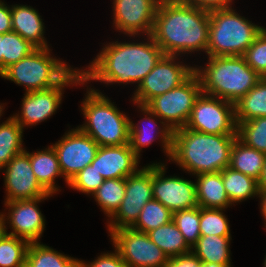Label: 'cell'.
Listing matches in <instances>:
<instances>
[{
    "mask_svg": "<svg viewBox=\"0 0 266 267\" xmlns=\"http://www.w3.org/2000/svg\"><path fill=\"white\" fill-rule=\"evenodd\" d=\"M11 31V7H7L4 2L0 0V34L8 33Z\"/></svg>",
    "mask_w": 266,
    "mask_h": 267,
    "instance_id": "43",
    "label": "cell"
},
{
    "mask_svg": "<svg viewBox=\"0 0 266 267\" xmlns=\"http://www.w3.org/2000/svg\"><path fill=\"white\" fill-rule=\"evenodd\" d=\"M87 93L81 106L87 122L78 128L99 146L129 144L130 119L101 92L91 88Z\"/></svg>",
    "mask_w": 266,
    "mask_h": 267,
    "instance_id": "6",
    "label": "cell"
},
{
    "mask_svg": "<svg viewBox=\"0 0 266 267\" xmlns=\"http://www.w3.org/2000/svg\"><path fill=\"white\" fill-rule=\"evenodd\" d=\"M195 73L200 79L202 93L232 104L244 97L262 78L243 56L209 57L206 68H195Z\"/></svg>",
    "mask_w": 266,
    "mask_h": 267,
    "instance_id": "4",
    "label": "cell"
},
{
    "mask_svg": "<svg viewBox=\"0 0 266 267\" xmlns=\"http://www.w3.org/2000/svg\"><path fill=\"white\" fill-rule=\"evenodd\" d=\"M146 43H109L97 58L82 71V81L99 80L105 83H134L138 86L165 55L151 35Z\"/></svg>",
    "mask_w": 266,
    "mask_h": 267,
    "instance_id": "2",
    "label": "cell"
},
{
    "mask_svg": "<svg viewBox=\"0 0 266 267\" xmlns=\"http://www.w3.org/2000/svg\"><path fill=\"white\" fill-rule=\"evenodd\" d=\"M72 71L66 63L51 57L49 48H36L23 59L11 64L0 76L24 85L28 93L53 88Z\"/></svg>",
    "mask_w": 266,
    "mask_h": 267,
    "instance_id": "8",
    "label": "cell"
},
{
    "mask_svg": "<svg viewBox=\"0 0 266 267\" xmlns=\"http://www.w3.org/2000/svg\"><path fill=\"white\" fill-rule=\"evenodd\" d=\"M236 123L266 117V78L261 80L234 103Z\"/></svg>",
    "mask_w": 266,
    "mask_h": 267,
    "instance_id": "25",
    "label": "cell"
},
{
    "mask_svg": "<svg viewBox=\"0 0 266 267\" xmlns=\"http://www.w3.org/2000/svg\"><path fill=\"white\" fill-rule=\"evenodd\" d=\"M44 199L47 197L5 202V206L9 208L7 221L9 220L13 230L10 233L6 230V234L24 239L29 243L38 242L45 228V220L37 203Z\"/></svg>",
    "mask_w": 266,
    "mask_h": 267,
    "instance_id": "18",
    "label": "cell"
},
{
    "mask_svg": "<svg viewBox=\"0 0 266 267\" xmlns=\"http://www.w3.org/2000/svg\"><path fill=\"white\" fill-rule=\"evenodd\" d=\"M246 63L262 78H266V29L256 37L253 44L245 51Z\"/></svg>",
    "mask_w": 266,
    "mask_h": 267,
    "instance_id": "38",
    "label": "cell"
},
{
    "mask_svg": "<svg viewBox=\"0 0 266 267\" xmlns=\"http://www.w3.org/2000/svg\"><path fill=\"white\" fill-rule=\"evenodd\" d=\"M257 185L259 192H266V159L264 162L263 171L261 172V175L257 180Z\"/></svg>",
    "mask_w": 266,
    "mask_h": 267,
    "instance_id": "44",
    "label": "cell"
},
{
    "mask_svg": "<svg viewBox=\"0 0 266 267\" xmlns=\"http://www.w3.org/2000/svg\"><path fill=\"white\" fill-rule=\"evenodd\" d=\"M29 242L4 234L0 238V267H25Z\"/></svg>",
    "mask_w": 266,
    "mask_h": 267,
    "instance_id": "32",
    "label": "cell"
},
{
    "mask_svg": "<svg viewBox=\"0 0 266 267\" xmlns=\"http://www.w3.org/2000/svg\"><path fill=\"white\" fill-rule=\"evenodd\" d=\"M196 198L199 207L225 209L230 202L222 180L221 172L196 175Z\"/></svg>",
    "mask_w": 266,
    "mask_h": 267,
    "instance_id": "21",
    "label": "cell"
},
{
    "mask_svg": "<svg viewBox=\"0 0 266 267\" xmlns=\"http://www.w3.org/2000/svg\"><path fill=\"white\" fill-rule=\"evenodd\" d=\"M35 49V46L16 32L4 33L2 39L3 71L11 64L29 55Z\"/></svg>",
    "mask_w": 266,
    "mask_h": 267,
    "instance_id": "34",
    "label": "cell"
},
{
    "mask_svg": "<svg viewBox=\"0 0 266 267\" xmlns=\"http://www.w3.org/2000/svg\"><path fill=\"white\" fill-rule=\"evenodd\" d=\"M237 135H215L188 128L173 131L171 160L194 175L217 173L229 166Z\"/></svg>",
    "mask_w": 266,
    "mask_h": 267,
    "instance_id": "3",
    "label": "cell"
},
{
    "mask_svg": "<svg viewBox=\"0 0 266 267\" xmlns=\"http://www.w3.org/2000/svg\"><path fill=\"white\" fill-rule=\"evenodd\" d=\"M3 168H6L4 171L7 191L5 202L52 196L37 181L30 157L25 151L15 155Z\"/></svg>",
    "mask_w": 266,
    "mask_h": 267,
    "instance_id": "16",
    "label": "cell"
},
{
    "mask_svg": "<svg viewBox=\"0 0 266 267\" xmlns=\"http://www.w3.org/2000/svg\"><path fill=\"white\" fill-rule=\"evenodd\" d=\"M202 93L201 82L196 73H194L182 85L174 88L162 95L153 98L146 106L155 114V117L165 120L159 121L163 124L160 128V137L169 160L172 150L173 131L185 127L192 108L197 98ZM167 122V123H166Z\"/></svg>",
    "mask_w": 266,
    "mask_h": 267,
    "instance_id": "7",
    "label": "cell"
},
{
    "mask_svg": "<svg viewBox=\"0 0 266 267\" xmlns=\"http://www.w3.org/2000/svg\"><path fill=\"white\" fill-rule=\"evenodd\" d=\"M23 129L13 117L0 124V169L25 150L22 148Z\"/></svg>",
    "mask_w": 266,
    "mask_h": 267,
    "instance_id": "29",
    "label": "cell"
},
{
    "mask_svg": "<svg viewBox=\"0 0 266 267\" xmlns=\"http://www.w3.org/2000/svg\"><path fill=\"white\" fill-rule=\"evenodd\" d=\"M57 155L61 172L66 183L96 157L99 145L79 128L68 131L55 145H51Z\"/></svg>",
    "mask_w": 266,
    "mask_h": 267,
    "instance_id": "13",
    "label": "cell"
},
{
    "mask_svg": "<svg viewBox=\"0 0 266 267\" xmlns=\"http://www.w3.org/2000/svg\"><path fill=\"white\" fill-rule=\"evenodd\" d=\"M6 217L5 214H0V238L6 233Z\"/></svg>",
    "mask_w": 266,
    "mask_h": 267,
    "instance_id": "46",
    "label": "cell"
},
{
    "mask_svg": "<svg viewBox=\"0 0 266 267\" xmlns=\"http://www.w3.org/2000/svg\"><path fill=\"white\" fill-rule=\"evenodd\" d=\"M39 13L26 5L11 8L12 31L29 41L36 48H49L44 39V23Z\"/></svg>",
    "mask_w": 266,
    "mask_h": 267,
    "instance_id": "20",
    "label": "cell"
},
{
    "mask_svg": "<svg viewBox=\"0 0 266 267\" xmlns=\"http://www.w3.org/2000/svg\"><path fill=\"white\" fill-rule=\"evenodd\" d=\"M87 267H129L121 258L118 251L115 249V253H103L95 261L85 263Z\"/></svg>",
    "mask_w": 266,
    "mask_h": 267,
    "instance_id": "40",
    "label": "cell"
},
{
    "mask_svg": "<svg viewBox=\"0 0 266 267\" xmlns=\"http://www.w3.org/2000/svg\"><path fill=\"white\" fill-rule=\"evenodd\" d=\"M153 199L152 165L138 169L126 178L125 196L120 207L108 222L111 233L120 228L131 227L148 201Z\"/></svg>",
    "mask_w": 266,
    "mask_h": 267,
    "instance_id": "12",
    "label": "cell"
},
{
    "mask_svg": "<svg viewBox=\"0 0 266 267\" xmlns=\"http://www.w3.org/2000/svg\"><path fill=\"white\" fill-rule=\"evenodd\" d=\"M176 56L164 55L153 70L137 86L133 101L136 105H147L156 96L162 95L186 82L194 73L195 67L176 64Z\"/></svg>",
    "mask_w": 266,
    "mask_h": 267,
    "instance_id": "11",
    "label": "cell"
},
{
    "mask_svg": "<svg viewBox=\"0 0 266 267\" xmlns=\"http://www.w3.org/2000/svg\"><path fill=\"white\" fill-rule=\"evenodd\" d=\"M209 11L177 0H160L151 36L165 55L205 50L209 36Z\"/></svg>",
    "mask_w": 266,
    "mask_h": 267,
    "instance_id": "1",
    "label": "cell"
},
{
    "mask_svg": "<svg viewBox=\"0 0 266 267\" xmlns=\"http://www.w3.org/2000/svg\"><path fill=\"white\" fill-rule=\"evenodd\" d=\"M32 170L37 181L49 193L54 194L59 189L55 185L54 179L63 176L56 152L52 146L45 150L29 153Z\"/></svg>",
    "mask_w": 266,
    "mask_h": 267,
    "instance_id": "22",
    "label": "cell"
},
{
    "mask_svg": "<svg viewBox=\"0 0 266 267\" xmlns=\"http://www.w3.org/2000/svg\"><path fill=\"white\" fill-rule=\"evenodd\" d=\"M76 267H87V266L85 265V262L79 260Z\"/></svg>",
    "mask_w": 266,
    "mask_h": 267,
    "instance_id": "49",
    "label": "cell"
},
{
    "mask_svg": "<svg viewBox=\"0 0 266 267\" xmlns=\"http://www.w3.org/2000/svg\"><path fill=\"white\" fill-rule=\"evenodd\" d=\"M165 165L152 164L153 199L160 201L172 213L198 206L196 184L177 176L164 177Z\"/></svg>",
    "mask_w": 266,
    "mask_h": 267,
    "instance_id": "15",
    "label": "cell"
},
{
    "mask_svg": "<svg viewBox=\"0 0 266 267\" xmlns=\"http://www.w3.org/2000/svg\"><path fill=\"white\" fill-rule=\"evenodd\" d=\"M202 261L191 251L179 256L168 257L165 267H201Z\"/></svg>",
    "mask_w": 266,
    "mask_h": 267,
    "instance_id": "41",
    "label": "cell"
},
{
    "mask_svg": "<svg viewBox=\"0 0 266 267\" xmlns=\"http://www.w3.org/2000/svg\"><path fill=\"white\" fill-rule=\"evenodd\" d=\"M125 186L126 178L105 179L93 193L95 201L108 217H112L120 207L125 196Z\"/></svg>",
    "mask_w": 266,
    "mask_h": 267,
    "instance_id": "30",
    "label": "cell"
},
{
    "mask_svg": "<svg viewBox=\"0 0 266 267\" xmlns=\"http://www.w3.org/2000/svg\"><path fill=\"white\" fill-rule=\"evenodd\" d=\"M185 128L215 135H237L234 104L201 93L197 98Z\"/></svg>",
    "mask_w": 266,
    "mask_h": 267,
    "instance_id": "9",
    "label": "cell"
},
{
    "mask_svg": "<svg viewBox=\"0 0 266 267\" xmlns=\"http://www.w3.org/2000/svg\"><path fill=\"white\" fill-rule=\"evenodd\" d=\"M258 197L261 198V213L263 214V217L265 218L266 222V192H259Z\"/></svg>",
    "mask_w": 266,
    "mask_h": 267,
    "instance_id": "45",
    "label": "cell"
},
{
    "mask_svg": "<svg viewBox=\"0 0 266 267\" xmlns=\"http://www.w3.org/2000/svg\"><path fill=\"white\" fill-rule=\"evenodd\" d=\"M172 221L182 233L184 240L192 247L201 236L200 233V207L176 211Z\"/></svg>",
    "mask_w": 266,
    "mask_h": 267,
    "instance_id": "35",
    "label": "cell"
},
{
    "mask_svg": "<svg viewBox=\"0 0 266 267\" xmlns=\"http://www.w3.org/2000/svg\"><path fill=\"white\" fill-rule=\"evenodd\" d=\"M231 236H200L191 247L192 252L202 261L220 265H231L229 243Z\"/></svg>",
    "mask_w": 266,
    "mask_h": 267,
    "instance_id": "24",
    "label": "cell"
},
{
    "mask_svg": "<svg viewBox=\"0 0 266 267\" xmlns=\"http://www.w3.org/2000/svg\"><path fill=\"white\" fill-rule=\"evenodd\" d=\"M84 84L82 71L73 70L59 85L41 91H33L24 94L22 100L21 115L12 116L23 128L27 125H36L53 115L62 101L64 86L69 84Z\"/></svg>",
    "mask_w": 266,
    "mask_h": 267,
    "instance_id": "14",
    "label": "cell"
},
{
    "mask_svg": "<svg viewBox=\"0 0 266 267\" xmlns=\"http://www.w3.org/2000/svg\"><path fill=\"white\" fill-rule=\"evenodd\" d=\"M173 219V213L160 201L151 199L143 207L136 222L131 226L134 230L148 233Z\"/></svg>",
    "mask_w": 266,
    "mask_h": 267,
    "instance_id": "31",
    "label": "cell"
},
{
    "mask_svg": "<svg viewBox=\"0 0 266 267\" xmlns=\"http://www.w3.org/2000/svg\"><path fill=\"white\" fill-rule=\"evenodd\" d=\"M115 249L129 267H165L168 256L145 232L131 227L110 233Z\"/></svg>",
    "mask_w": 266,
    "mask_h": 267,
    "instance_id": "10",
    "label": "cell"
},
{
    "mask_svg": "<svg viewBox=\"0 0 266 267\" xmlns=\"http://www.w3.org/2000/svg\"><path fill=\"white\" fill-rule=\"evenodd\" d=\"M266 154L248 147L238 138L231 150L229 167L258 180L263 171Z\"/></svg>",
    "mask_w": 266,
    "mask_h": 267,
    "instance_id": "23",
    "label": "cell"
},
{
    "mask_svg": "<svg viewBox=\"0 0 266 267\" xmlns=\"http://www.w3.org/2000/svg\"><path fill=\"white\" fill-rule=\"evenodd\" d=\"M147 234L168 257L179 256L192 251L173 221L151 230Z\"/></svg>",
    "mask_w": 266,
    "mask_h": 267,
    "instance_id": "27",
    "label": "cell"
},
{
    "mask_svg": "<svg viewBox=\"0 0 266 267\" xmlns=\"http://www.w3.org/2000/svg\"><path fill=\"white\" fill-rule=\"evenodd\" d=\"M139 157L129 144L118 146H100L91 162L105 179L127 178L138 170Z\"/></svg>",
    "mask_w": 266,
    "mask_h": 267,
    "instance_id": "19",
    "label": "cell"
},
{
    "mask_svg": "<svg viewBox=\"0 0 266 267\" xmlns=\"http://www.w3.org/2000/svg\"><path fill=\"white\" fill-rule=\"evenodd\" d=\"M221 174L226 194L232 204L259 195L257 180L254 178L229 166Z\"/></svg>",
    "mask_w": 266,
    "mask_h": 267,
    "instance_id": "26",
    "label": "cell"
},
{
    "mask_svg": "<svg viewBox=\"0 0 266 267\" xmlns=\"http://www.w3.org/2000/svg\"><path fill=\"white\" fill-rule=\"evenodd\" d=\"M78 259L66 256L39 242L30 243L25 267H76Z\"/></svg>",
    "mask_w": 266,
    "mask_h": 267,
    "instance_id": "28",
    "label": "cell"
},
{
    "mask_svg": "<svg viewBox=\"0 0 266 267\" xmlns=\"http://www.w3.org/2000/svg\"><path fill=\"white\" fill-rule=\"evenodd\" d=\"M224 209L200 207L201 236H231L229 222L223 214Z\"/></svg>",
    "mask_w": 266,
    "mask_h": 267,
    "instance_id": "36",
    "label": "cell"
},
{
    "mask_svg": "<svg viewBox=\"0 0 266 267\" xmlns=\"http://www.w3.org/2000/svg\"><path fill=\"white\" fill-rule=\"evenodd\" d=\"M2 39L3 34H0V74L3 72Z\"/></svg>",
    "mask_w": 266,
    "mask_h": 267,
    "instance_id": "47",
    "label": "cell"
},
{
    "mask_svg": "<svg viewBox=\"0 0 266 267\" xmlns=\"http://www.w3.org/2000/svg\"><path fill=\"white\" fill-rule=\"evenodd\" d=\"M160 0H114V24L124 34L151 35Z\"/></svg>",
    "mask_w": 266,
    "mask_h": 267,
    "instance_id": "17",
    "label": "cell"
},
{
    "mask_svg": "<svg viewBox=\"0 0 266 267\" xmlns=\"http://www.w3.org/2000/svg\"><path fill=\"white\" fill-rule=\"evenodd\" d=\"M201 267H231V265H220L216 263L202 262Z\"/></svg>",
    "mask_w": 266,
    "mask_h": 267,
    "instance_id": "48",
    "label": "cell"
},
{
    "mask_svg": "<svg viewBox=\"0 0 266 267\" xmlns=\"http://www.w3.org/2000/svg\"><path fill=\"white\" fill-rule=\"evenodd\" d=\"M3 106L2 105H0V116H1V114H2V112H3Z\"/></svg>",
    "mask_w": 266,
    "mask_h": 267,
    "instance_id": "50",
    "label": "cell"
},
{
    "mask_svg": "<svg viewBox=\"0 0 266 267\" xmlns=\"http://www.w3.org/2000/svg\"><path fill=\"white\" fill-rule=\"evenodd\" d=\"M237 138L248 147L266 154V117L237 123Z\"/></svg>",
    "mask_w": 266,
    "mask_h": 267,
    "instance_id": "33",
    "label": "cell"
},
{
    "mask_svg": "<svg viewBox=\"0 0 266 267\" xmlns=\"http://www.w3.org/2000/svg\"><path fill=\"white\" fill-rule=\"evenodd\" d=\"M144 114H148L150 117H145L144 120L149 122V128L148 126L145 128H140V126L135 125L133 121L130 119V127H129V146L134 151V153L140 157L141 148L144 146H148L153 142L154 135L152 134L155 127H157V131L159 130L157 126V122L152 118L155 116V114L146 106V105H138ZM152 115V116H151ZM153 119V120H152ZM152 128V129H151ZM147 129V130H146Z\"/></svg>",
    "mask_w": 266,
    "mask_h": 267,
    "instance_id": "37",
    "label": "cell"
},
{
    "mask_svg": "<svg viewBox=\"0 0 266 267\" xmlns=\"http://www.w3.org/2000/svg\"><path fill=\"white\" fill-rule=\"evenodd\" d=\"M264 267H266V257H265V260H264Z\"/></svg>",
    "mask_w": 266,
    "mask_h": 267,
    "instance_id": "51",
    "label": "cell"
},
{
    "mask_svg": "<svg viewBox=\"0 0 266 267\" xmlns=\"http://www.w3.org/2000/svg\"><path fill=\"white\" fill-rule=\"evenodd\" d=\"M177 1L210 11L214 9L231 7L230 3L232 0H177Z\"/></svg>",
    "mask_w": 266,
    "mask_h": 267,
    "instance_id": "42",
    "label": "cell"
},
{
    "mask_svg": "<svg viewBox=\"0 0 266 267\" xmlns=\"http://www.w3.org/2000/svg\"><path fill=\"white\" fill-rule=\"evenodd\" d=\"M105 178L91 165L86 166L76 174L69 182L68 186L82 193L92 194L100 187Z\"/></svg>",
    "mask_w": 266,
    "mask_h": 267,
    "instance_id": "39",
    "label": "cell"
},
{
    "mask_svg": "<svg viewBox=\"0 0 266 267\" xmlns=\"http://www.w3.org/2000/svg\"><path fill=\"white\" fill-rule=\"evenodd\" d=\"M208 57L243 56L264 29L236 13L232 7L209 11Z\"/></svg>",
    "mask_w": 266,
    "mask_h": 267,
    "instance_id": "5",
    "label": "cell"
}]
</instances>
